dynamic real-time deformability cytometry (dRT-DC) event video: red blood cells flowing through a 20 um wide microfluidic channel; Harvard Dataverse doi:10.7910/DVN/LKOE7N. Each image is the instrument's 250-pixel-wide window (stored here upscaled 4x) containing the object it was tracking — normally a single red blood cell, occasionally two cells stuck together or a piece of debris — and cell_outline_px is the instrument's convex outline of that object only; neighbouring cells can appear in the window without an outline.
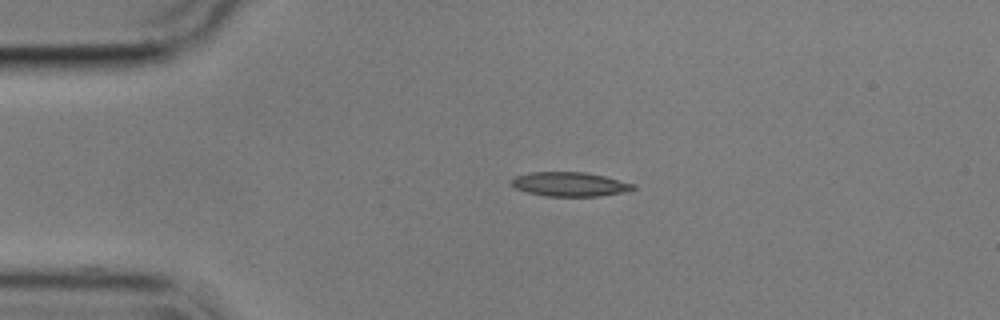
{"species": "common noctule bat (a hibernating species)", "species_latin": "Nyctalus noctula", "temperature_condition": "cold", "stored_images_in_passage": 44, "camera_frame_rate_fps": 3000, "um_per_image_px": 0.085, "animal": {"sex": "male", "body_mass_g": 17.9}, "frame": {"image": 1, "passage_image": 1, "time_ms": 0.0, "image_size_px": [1000, 320], "cell_outline_px": [[636, 188], [620, 192], [600, 196], [544, 196], [528, 192], [516, 188], [512, 184], [512, 180], [516, 176], [528, 172], [584, 172], [604, 176], [636, 184]], "centroid_in_image_um": [48.43, 15.65], "position_along_channel_um": 36.6, "area_um2": 16.99}}
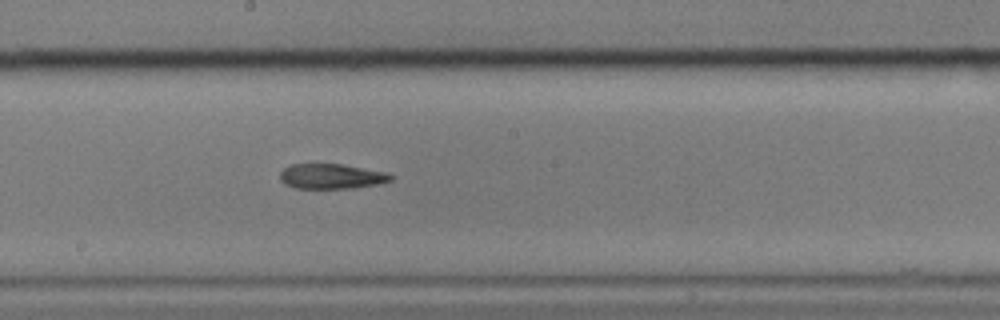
{"frame": {"image": 2, "passage_image": 19, "time_ms": 6.0, "image_size_px": [1000, 320], "cell_outline_px": [[392, 180], [380, 184], [352, 188], [296, 188], [284, 184], [280, 180], [280, 172], [284, 168], [292, 164], [340, 164], [388, 172], [392, 176]], "centroid_in_image_um": [28.18, 14.99], "position_along_channel_um": 220.0, "area_um2": 16.18}}
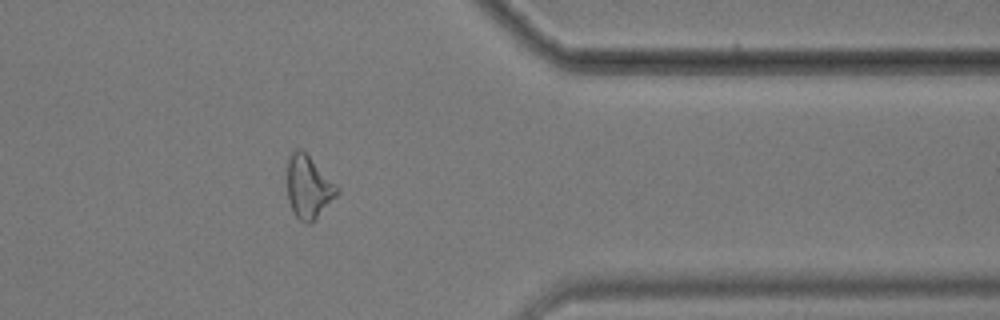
{"frame": {"image": 3, "passage_image": 34, "time_ms": 11.0, "image_size_px": [1000, 320], "cell_outline_px": [[340, 192], [308, 224], [304, 224], [296, 216], [288, 200], [288, 156], [296, 148], [300, 148], [340, 188]], "centroid_in_image_um": [26.21, 15.88], "position_along_channel_um": 385.2, "area_um2": 17.69}, "authors_computed_cell_mechanics": {"area_um2": 17.2822, "velocity_mm_per_s": 3.5894, "shape_relaxation_time_tau1_ms": 5.4011, "shape_relaxation_time_tau2_ms": null, "deformation_change_tau1": 0.1838, "deformation_change_tau2": null}}